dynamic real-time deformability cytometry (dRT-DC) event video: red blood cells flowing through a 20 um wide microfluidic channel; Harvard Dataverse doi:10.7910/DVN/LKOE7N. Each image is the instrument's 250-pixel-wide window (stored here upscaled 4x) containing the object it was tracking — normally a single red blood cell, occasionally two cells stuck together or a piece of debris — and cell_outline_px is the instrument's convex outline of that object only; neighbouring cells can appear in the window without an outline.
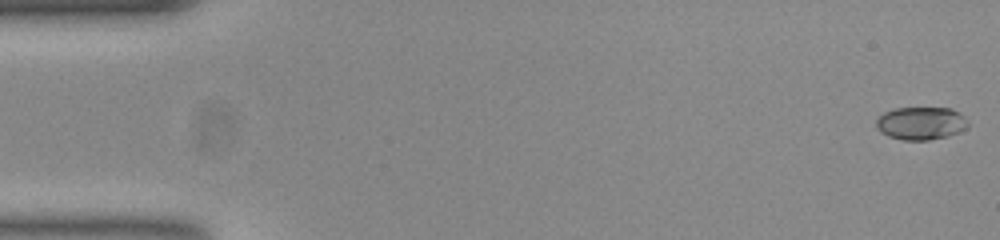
{"species": "common noctule bat (a hibernating species)", "species_latin": "Nyctalus noctula", "temperature_condition": "room temperature", "stored_images_in_passage": 54, "camera_frame_rate_fps": 3000, "um_per_image_px": 0.085, "animal": {"sex": "female", "body_mass_g": 23.0, "forearm_length_mm": 53.4}, "frame": {"image": 1, "passage_image": 1, "time_ms": 0.0, "image_size_px": [1000, 240], "cell_outline_px": [[968, 128], [960, 132], [948, 136], [928, 140], [900, 140], [888, 136], [880, 132], [876, 128], [876, 120], [884, 112], [896, 108], [952, 108], [960, 112], [968, 120]], "centroid_in_image_um": [78.3, 10.48], "position_along_channel_um": 6.7, "area_um2": 17.86}}
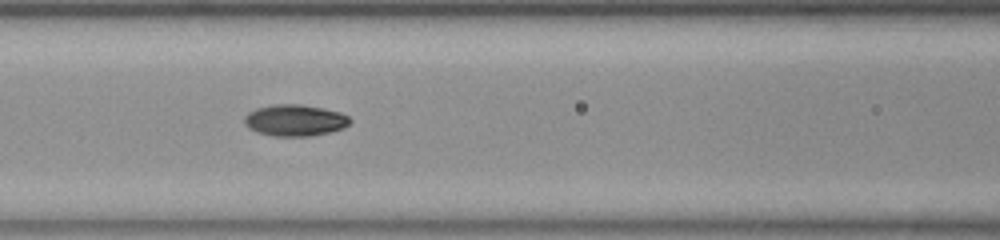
{"frame": {"image": 2, "passage_image": 23, "time_ms": 7.333, "image_size_px": [1000, 240], "cell_outline_px": [[352, 120], [344, 128], [328, 132], [308, 136], [276, 136], [260, 132], [248, 128], [244, 124], [244, 116], [248, 112], [256, 108], [272, 104], [300, 104], [324, 108], [340, 112], [348, 116]], "centroid_in_image_um": [25.06, 10.21], "position_along_channel_um": 141.5, "area_um2": 19.36}}
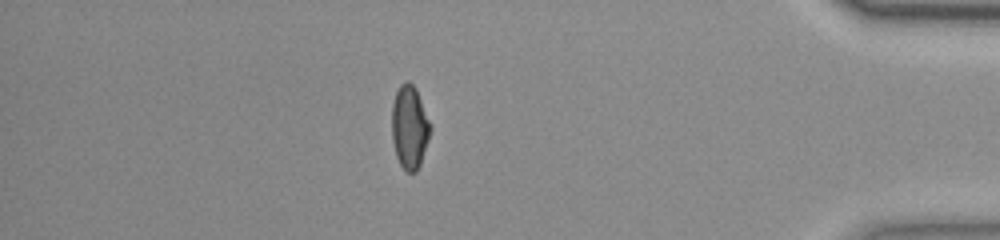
{"frame": {"image": 3, "passage_image": 47, "time_ms": 15.333, "image_size_px": [1000, 240], "cell_outline_px": [[432, 128], [420, 164], [416, 172], [408, 172], [400, 164], [396, 156], [392, 140], [392, 104], [396, 92], [400, 84], [404, 80], [408, 80], [416, 88], [432, 124]], "centroid_in_image_um": [34.82, 10.77], "position_along_channel_um": 400.4, "area_um2": 18.9}, "authors_computed_cell_mechanics": {"area_um2": 18.3804, "velocity_mm_per_s": 3.7775, "shape_relaxation_time_tau1_ms": 5.9581, "shape_relaxation_time_tau2_ms": 1.825, "deformation_change_tau1": 0.1851, "deformation_change_tau2": 0.0453}}